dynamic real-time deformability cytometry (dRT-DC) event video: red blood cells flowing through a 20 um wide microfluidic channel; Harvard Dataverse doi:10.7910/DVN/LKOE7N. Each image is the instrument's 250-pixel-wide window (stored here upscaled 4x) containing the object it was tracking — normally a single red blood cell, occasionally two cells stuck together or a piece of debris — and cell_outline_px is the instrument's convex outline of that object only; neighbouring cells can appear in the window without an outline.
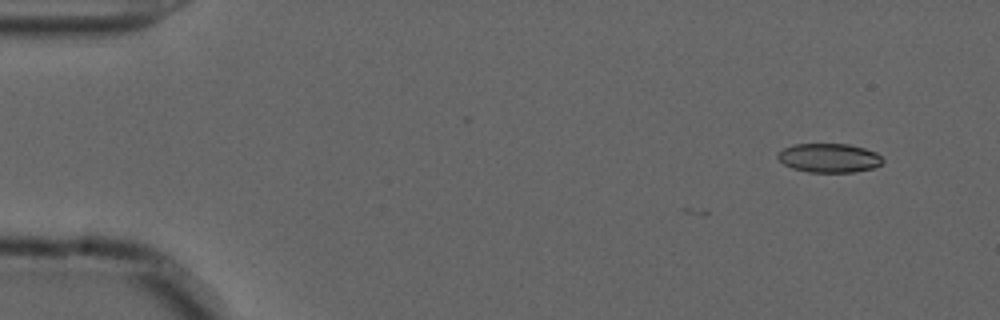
{"species": "common noctule bat (a hibernating species)", "species_latin": "Nyctalus noctula", "temperature_condition": "cold", "stored_images_in_passage": 3, "camera_frame_rate_fps": 3000, "um_per_image_px": 0.085, "animal": {"sex": "male", "forearm_length_mm": 52.5}, "frame": {"image": 1, "passage_image": 1, "time_ms": 0.0, "image_size_px": [1000, 320], "cell_outline_px": [[884, 160], [880, 164], [872, 168], [856, 172], [808, 172], [792, 168], [784, 164], [776, 156], [776, 152], [792, 144], [848, 144], [864, 148], [876, 152]], "centroid_in_image_um": [70.44, 13.42], "position_along_channel_um": 14.6, "area_um2": 17.8}}